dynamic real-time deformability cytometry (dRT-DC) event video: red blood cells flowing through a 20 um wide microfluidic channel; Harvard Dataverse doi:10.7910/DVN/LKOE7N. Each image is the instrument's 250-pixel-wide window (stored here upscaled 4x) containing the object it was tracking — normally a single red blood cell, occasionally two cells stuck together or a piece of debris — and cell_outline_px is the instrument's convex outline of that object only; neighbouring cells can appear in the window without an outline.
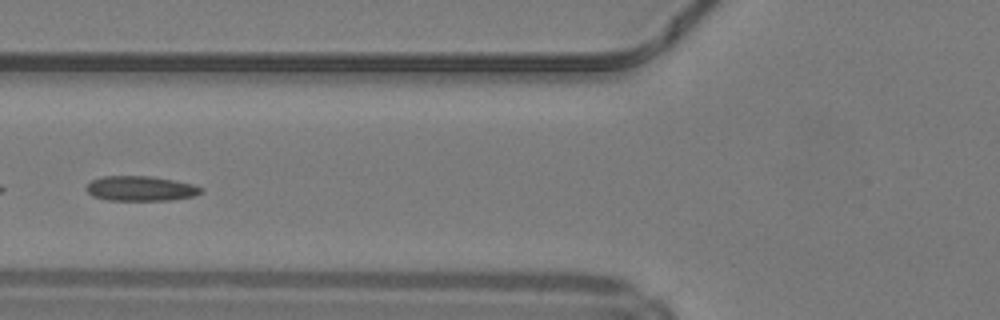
{"species": "common noctule bat (a hibernating species)", "species_latin": "Nyctalus noctula", "temperature_condition": "warm", "stored_images_in_passage": 39, "segment_of_instrument_passage": [2, 2], "camera_frame_rate_fps": 3000, "um_per_image_px": 0.085, "animal": {"sex": "male", "body_mass_g": 19.2, "forearm_length_mm": 51.8}, "frame": {"image": 1, "passage_image": 16, "time_ms": 5.0, "image_size_px": [1000, 320], "cell_outline_px": [[204, 192], [196, 196], [168, 200], [108, 200], [92, 196], [84, 188], [92, 180], [100, 176], [152, 176], [192, 184], [204, 188]], "centroid_in_image_um": [11.96, 16.02], "position_along_channel_um": 113.8, "area_um2": 16.76}}